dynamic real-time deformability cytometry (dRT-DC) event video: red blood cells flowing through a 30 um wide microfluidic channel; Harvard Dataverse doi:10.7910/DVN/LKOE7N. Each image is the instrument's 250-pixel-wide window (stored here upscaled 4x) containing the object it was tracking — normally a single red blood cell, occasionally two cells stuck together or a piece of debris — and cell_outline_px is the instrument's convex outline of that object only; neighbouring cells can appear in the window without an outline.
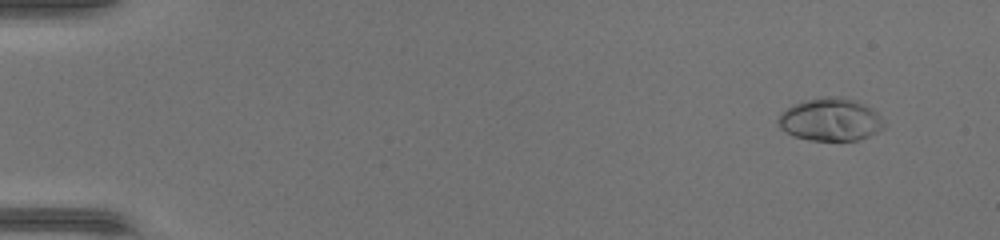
{"species": "common noctule bat (a hibernating species)", "species_latin": "Nyctalus noctula", "temperature_condition": "warm", "stored_images_in_passage": 16, "segment_of_instrument_passage": [1, 2], "camera_frame_rate_fps": 3000, "um_per_image_px": 0.085, "animal": {"sex": "female", "body_mass_g": 17.0, "forearm_length_mm": 48.0}, "frame": {"image": 1, "passage_image": 5, "time_ms": 1.333, "image_size_px": [1000, 240], "cell_outline_px": [[884, 128], [868, 136], [856, 140], [808, 140], [796, 136], [780, 128], [776, 120], [780, 112], [792, 104], [804, 100], [824, 96], [844, 96], [856, 100], [872, 108], [880, 116], [884, 124]], "centroid_in_image_um": [70.56, 10.13], "position_along_channel_um": 14.4, "area_um2": 26.53}}